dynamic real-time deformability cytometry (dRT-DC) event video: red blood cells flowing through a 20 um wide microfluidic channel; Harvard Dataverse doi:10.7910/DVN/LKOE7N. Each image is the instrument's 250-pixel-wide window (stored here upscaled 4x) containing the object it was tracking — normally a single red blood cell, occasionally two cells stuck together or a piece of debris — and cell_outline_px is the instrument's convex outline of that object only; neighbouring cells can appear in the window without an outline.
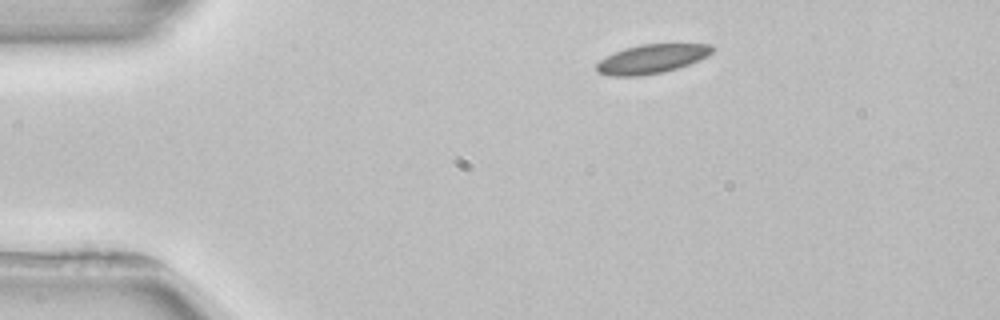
{"species": "common noctule bat (a hibernating species)", "species_latin": "Nyctalus noctula", "temperature_condition": "room temperature", "stored_images_in_passage": 2, "camera_frame_rate_fps": 3000, "um_per_image_px": 0.085, "animal": {"sex": "female", "body_mass_g": 22.7, "forearm_length_mm": 54.2}, "frame": {"image": 1, "passage_image": 1, "time_ms": 0.0, "image_size_px": [1000, 320], "cell_outline_px": [[712, 52], [708, 56], [688, 64], [676, 68], [660, 72], [640, 76], [612, 76], [600, 72], [596, 68], [596, 64], [604, 56], [624, 48], [640, 44], [712, 44]], "centroid_in_image_um": [55.36, 4.99], "position_along_channel_um": 29.6, "area_um2": 19.36}}